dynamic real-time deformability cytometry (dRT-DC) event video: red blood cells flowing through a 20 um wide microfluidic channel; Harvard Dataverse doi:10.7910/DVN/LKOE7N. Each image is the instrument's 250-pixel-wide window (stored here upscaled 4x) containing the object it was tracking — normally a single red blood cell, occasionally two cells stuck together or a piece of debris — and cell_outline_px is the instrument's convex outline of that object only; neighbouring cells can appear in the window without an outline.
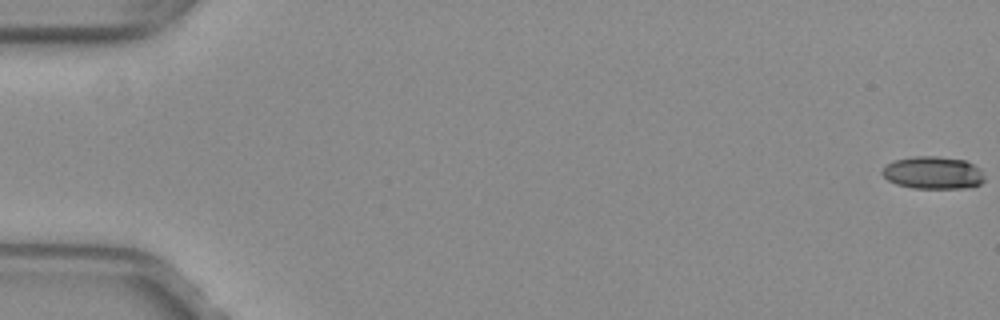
{"species": "common noctule bat (a hibernating species)", "species_latin": "Nyctalus noctula", "temperature_condition": "warm", "stored_images_in_passage": 51, "camera_frame_rate_fps": 3000, "um_per_image_px": 0.085, "animal": {"sex": "female", "body_mass_g": 29.2, "forearm_length_mm": 56.3}, "frame": {"image": 1, "passage_image": 1, "time_ms": 0.0, "image_size_px": [1000, 320], "cell_outline_px": [[984, 180], [980, 184], [968, 188], [912, 188], [896, 184], [888, 180], [880, 172], [888, 164], [896, 160], [912, 156], [940, 156], [964, 160], [980, 168], [984, 176]], "centroid_in_image_um": [79.32, 14.68], "position_along_channel_um": 5.7, "area_um2": 19.42}}
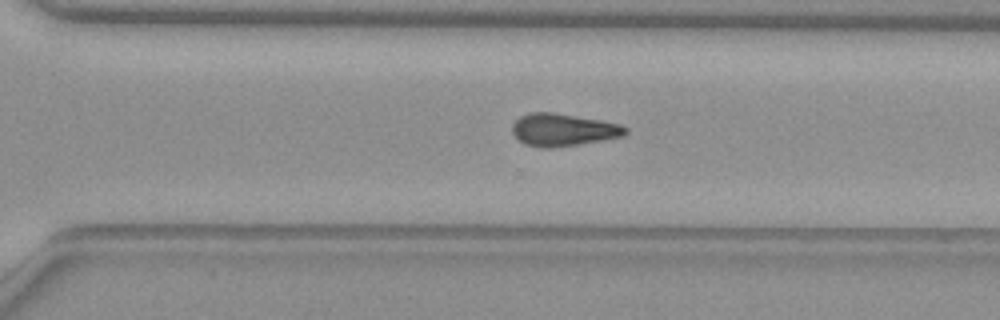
{"frame": {"image": 2, "passage_image": 38, "time_ms": 12.333, "image_size_px": [1000, 320], "cell_outline_px": [[628, 132], [624, 136], [576, 144], [548, 148], [540, 148], [524, 144], [512, 132], [512, 124], [520, 116], [528, 112], [552, 112], [600, 120], [620, 124], [628, 128]], "centroid_in_image_um": [47.84, 11.02], "position_along_channel_um": 322.8, "area_um2": 21.27}}
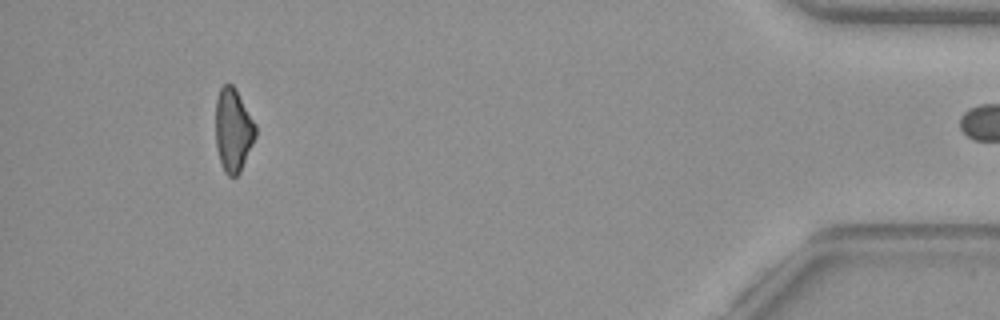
{"frame": {"image": 3, "passage_image": 50, "time_ms": 16.333, "image_size_px": [1000, 320], "cell_outline_px": [[256, 136], [240, 172], [236, 176], [228, 176], [224, 172], [220, 164], [216, 144], [216, 100], [220, 88], [224, 84], [232, 84], [236, 88], [256, 124]], "centroid_in_image_um": [19.82, 11.05], "position_along_channel_um": 415.4, "area_um2": 19.48}}